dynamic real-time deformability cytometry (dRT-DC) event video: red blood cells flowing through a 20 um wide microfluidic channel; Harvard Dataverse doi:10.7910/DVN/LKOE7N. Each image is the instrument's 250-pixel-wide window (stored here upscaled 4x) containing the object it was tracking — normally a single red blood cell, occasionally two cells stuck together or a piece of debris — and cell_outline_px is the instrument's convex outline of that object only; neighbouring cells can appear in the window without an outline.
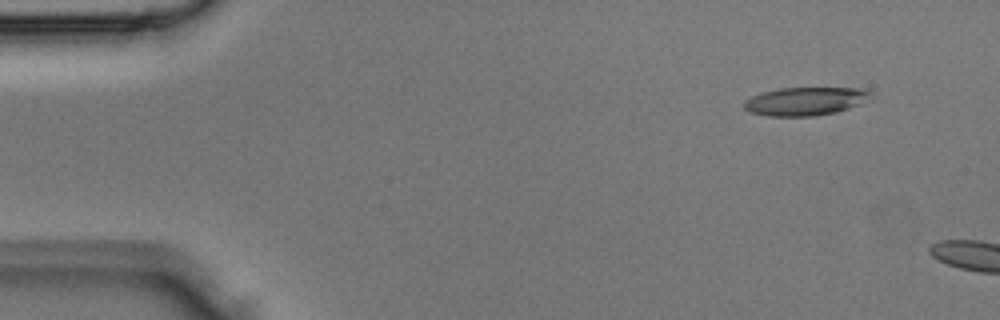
{"species": "Egyptian fruit bat (a non-hibernating species)", "species_latin": "Rousettus aegyptiacus", "temperature_condition": "room temperature", "stored_images_in_passage": 2, "camera_frame_rate_fps": 3000, "um_per_image_px": 0.085, "animal": {"sex": "male"}, "frame": {"image": 1, "passage_image": 1, "time_ms": 0.0, "image_size_px": [1000, 320], "cell_outline_px": [[872, 100], [836, 112], [812, 116], [768, 116], [752, 112], [744, 108], [744, 100], [752, 96], [764, 92], [780, 88], [864, 88], [872, 92]], "centroid_in_image_um": [68.52, 8.6], "position_along_channel_um": 16.5, "area_um2": 20.92}}